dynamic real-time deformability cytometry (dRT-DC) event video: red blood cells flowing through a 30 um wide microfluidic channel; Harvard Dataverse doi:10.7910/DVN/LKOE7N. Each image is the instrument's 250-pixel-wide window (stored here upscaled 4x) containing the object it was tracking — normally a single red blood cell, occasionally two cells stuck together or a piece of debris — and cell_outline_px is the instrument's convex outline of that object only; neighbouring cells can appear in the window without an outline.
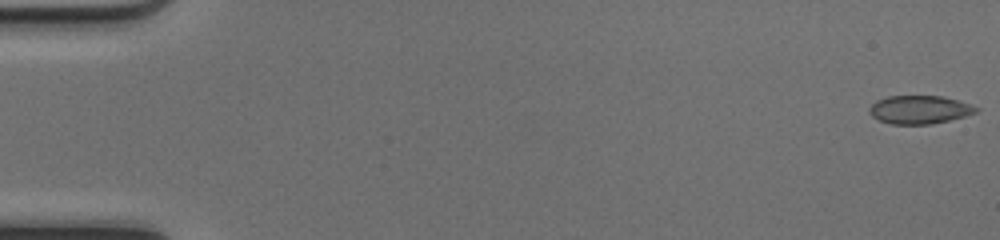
{"species": "common noctule bat (a hibernating species)", "species_latin": "Nyctalus noctula", "temperature_condition": "cold", "stored_images_in_passage": 50, "camera_frame_rate_fps": 3000, "um_per_image_px": 0.085, "animal": {"sex": "female", "body_mass_g": 17.0, "forearm_length_mm": 48.0}, "frame": {"image": 1, "passage_image": 1, "time_ms": 0.0, "image_size_px": [1000, 240], "cell_outline_px": [[980, 108], [976, 112], [964, 116], [948, 120], [928, 124], [892, 124], [880, 120], [872, 116], [868, 112], [868, 108], [876, 100], [888, 96], [944, 96]], "centroid_in_image_um": [78.11, 9.31], "position_along_channel_um": 6.9, "area_um2": 17.4}}
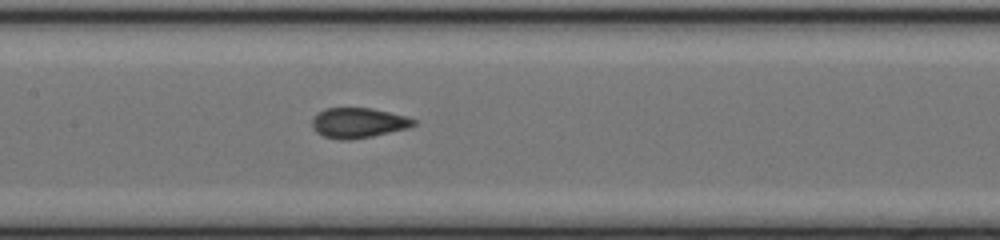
{"frame": {"image": 2, "passage_image": 25, "time_ms": 8.0, "image_size_px": [1000, 240], "cell_outline_px": [[416, 124], [404, 128], [372, 136], [348, 140], [340, 140], [324, 136], [316, 132], [312, 124], [312, 120], [324, 108], [372, 108], [404, 116], [416, 120]], "centroid_in_image_um": [30.42, 10.44], "position_along_channel_um": 177.0, "area_um2": 17.4}}
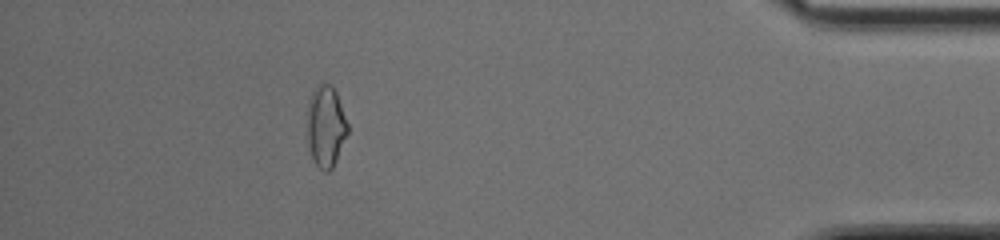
{"frame": {"image": 3, "passage_image": 45, "time_ms": 14.667, "image_size_px": [1000, 240], "cell_outline_px": [[348, 132], [336, 160], [332, 168], [328, 172], [324, 172], [312, 160], [308, 144], [308, 100], [316, 84], [320, 80], [332, 84], [336, 92], [348, 124]], "centroid_in_image_um": [27.68, 10.69], "position_along_channel_um": 407.5, "area_um2": 19.36}}